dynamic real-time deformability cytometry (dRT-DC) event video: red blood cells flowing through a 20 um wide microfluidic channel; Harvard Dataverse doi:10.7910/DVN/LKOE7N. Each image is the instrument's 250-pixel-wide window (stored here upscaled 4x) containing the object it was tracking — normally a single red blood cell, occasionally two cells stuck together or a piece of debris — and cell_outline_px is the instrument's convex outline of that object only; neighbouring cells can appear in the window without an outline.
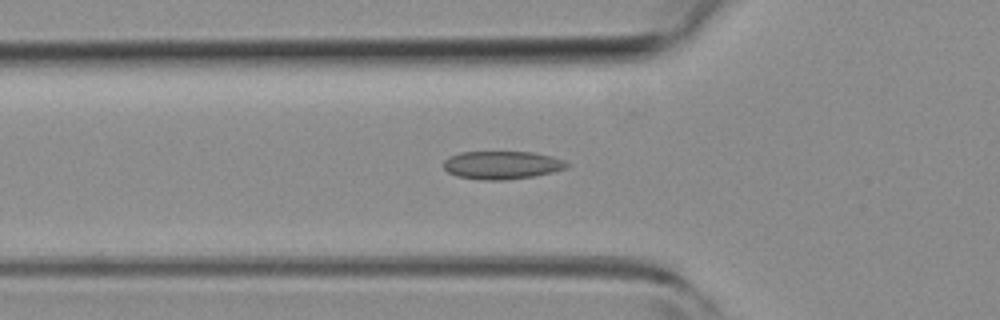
{"species": "common noctule bat (a hibernating species)", "species_latin": "Nyctalus noctula", "temperature_condition": "room temperature", "stored_images_in_passage": 44, "camera_frame_rate_fps": 3000, "um_per_image_px": 0.085, "animal": {"sex": "female", "body_mass_g": 19.3, "forearm_length_mm": 54.1}, "frame": {"image": 1, "passage_image": 15, "time_ms": 4.667, "image_size_px": [1000, 320], "cell_outline_px": [[572, 164], [568, 168], [552, 172], [532, 176], [508, 180], [480, 180], [456, 176], [448, 172], [444, 168], [444, 160], [448, 156], [460, 152], [532, 152], [552, 156], [564, 160]], "centroid_in_image_um": [42.68, 14.03], "position_along_channel_um": 83.1, "area_um2": 20.4}}
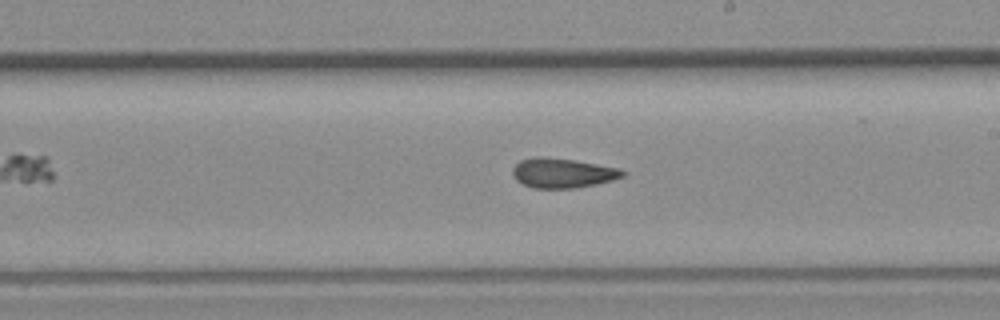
{"frame": {"image": 2, "passage_image": 26, "time_ms": 8.333, "image_size_px": [1000, 320], "cell_outline_px": [[628, 172], [624, 176], [612, 180], [596, 184], [576, 188], [532, 188], [516, 180], [512, 172], [512, 168], [520, 160], [536, 156], [540, 156], [576, 160], [620, 168]], "centroid_in_image_um": [47.84, 14.7], "position_along_channel_um": 241.2, "area_um2": 19.19}}
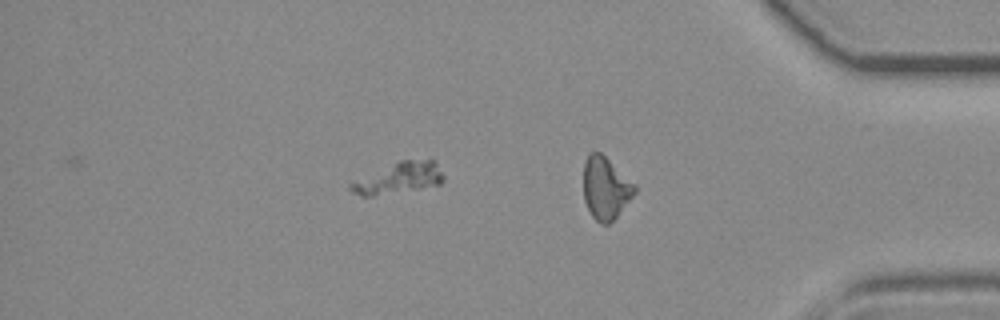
{"frame": {"image": 3, "passage_image": 37, "time_ms": 12.0, "image_size_px": [1000, 320], "cell_outline_px": [[444, 180], [440, 184], [420, 188], [372, 196], [360, 196], [352, 192], [348, 188], [348, 184], [352, 180], [400, 160], [436, 160], [444, 176]], "centroid_in_image_um": [33.85, 15.13], "position_along_channel_um": 401.3, "area_um2": 16.88}, "authors_computed_cell_mechanics": {"area_um2": 19.1607, "velocity_mm_per_s": 4.3076, "shape_relaxation_time_tau1_ms": null, "shape_relaxation_time_tau2_ms": 5.8627, "deformation_change_tau1": null, "deformation_change_tau2": 0.1145}}